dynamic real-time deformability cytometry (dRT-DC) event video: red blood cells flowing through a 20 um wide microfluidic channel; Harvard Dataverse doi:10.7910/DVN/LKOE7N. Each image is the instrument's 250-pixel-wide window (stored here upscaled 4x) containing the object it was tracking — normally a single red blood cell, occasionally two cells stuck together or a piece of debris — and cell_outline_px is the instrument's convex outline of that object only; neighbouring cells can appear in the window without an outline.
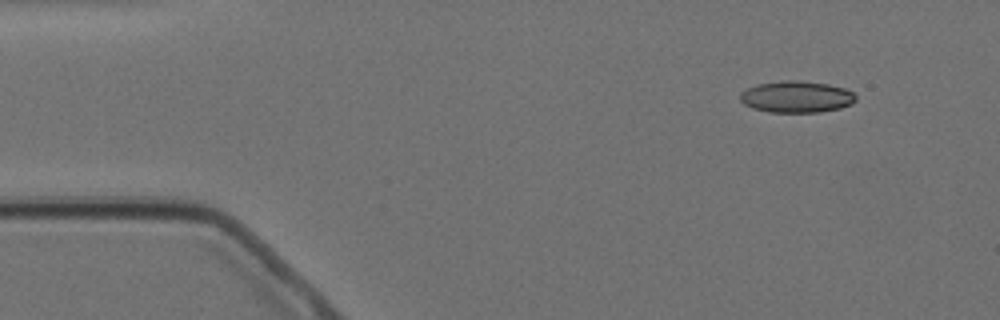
{"species": "Egyptian fruit bat (a non-hibernating species)", "species_latin": "Rousettus aegyptiacus", "temperature_condition": "cold", "stored_images_in_passage": 4, "camera_frame_rate_fps": 3000, "um_per_image_px": 0.085, "animal": {"sex": "female"}, "frame": {"image": 1, "passage_image": 1, "time_ms": 0.0, "image_size_px": [1000, 320], "cell_outline_px": [[856, 100], [852, 104], [840, 108], [820, 112], [768, 112], [752, 108], [744, 104], [740, 100], [740, 92], [756, 84], [784, 80], [800, 80], [828, 84], [844, 88], [852, 92], [856, 96]], "centroid_in_image_um": [67.69, 8.23], "position_along_channel_um": 17.3, "area_um2": 21.44}}
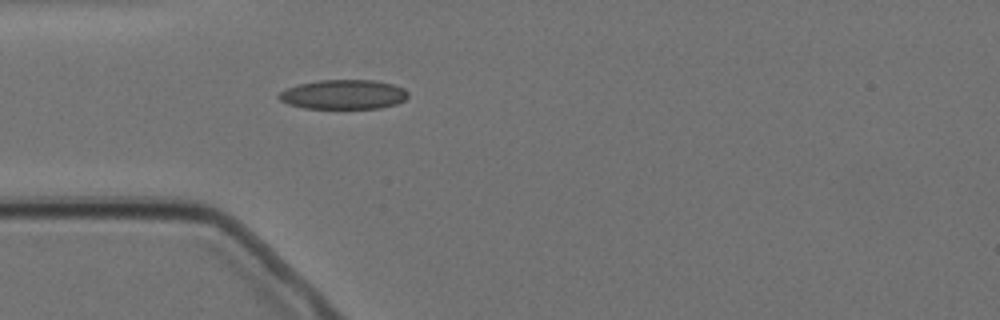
{"frame": {"image": 2, "passage_image": 4, "time_ms": 3.333, "image_size_px": [1000, 320], "cell_outline_px": [[408, 96], [404, 100], [396, 104], [380, 108], [304, 108], [288, 104], [280, 100], [276, 96], [280, 92], [288, 88], [300, 84], [320, 80], [372, 80], [392, 84], [404, 88], [408, 92]], "centroid_in_image_um": [29.2, 8.03], "position_along_channel_um": 55.8, "area_um2": 22.08}}